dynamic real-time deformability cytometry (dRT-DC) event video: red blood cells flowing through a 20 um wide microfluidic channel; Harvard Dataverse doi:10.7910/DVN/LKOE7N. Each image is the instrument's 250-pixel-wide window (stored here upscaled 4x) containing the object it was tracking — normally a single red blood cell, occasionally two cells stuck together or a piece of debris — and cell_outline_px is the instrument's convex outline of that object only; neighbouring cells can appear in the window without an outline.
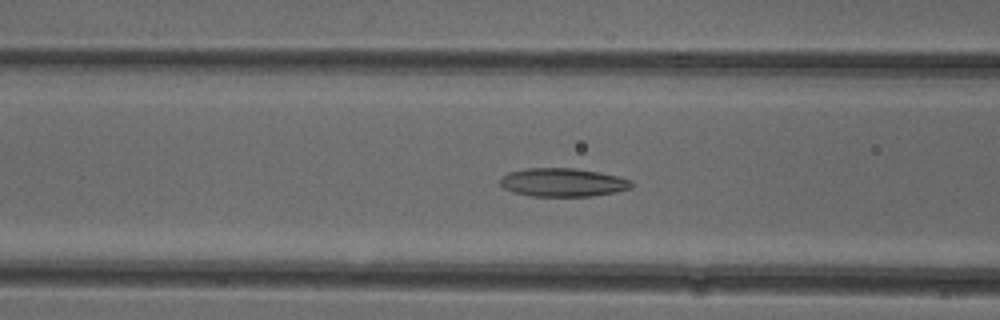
{"species": "common noctule bat (a hibernating species)", "species_latin": "Nyctalus noctula", "temperature_condition": "cold", "stored_images_in_passage": 46, "camera_frame_rate_fps": 3000, "um_per_image_px": 0.085, "animal": {"sex": "female"}, "frame": {"image": 1, "passage_image": 15, "time_ms": 4.667, "image_size_px": [1000, 320], "cell_outline_px": [[636, 184], [632, 188], [616, 192], [592, 196], [532, 196], [512, 192], [504, 188], [500, 184], [500, 180], [508, 172], [528, 168], [572, 168], [600, 172], [632, 180]], "centroid_in_image_um": [47.88, 15.51], "position_along_channel_um": 118.7, "area_um2": 21.85}}
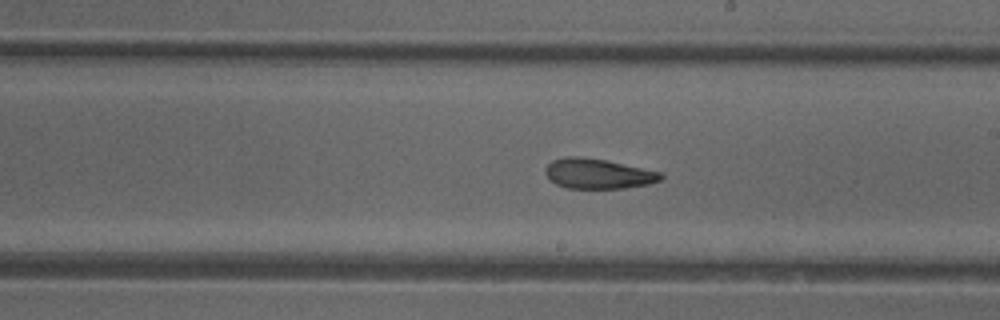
{"frame": {"image": 2, "passage_image": 24, "time_ms": 7.667, "image_size_px": [1000, 320], "cell_outline_px": [[664, 176], [660, 180], [648, 184], [624, 188], [568, 188], [556, 184], [548, 180], [544, 172], [544, 168], [552, 160], [564, 156], [580, 156], [604, 160], [660, 172]], "centroid_in_image_um": [50.76, 14.76], "position_along_channel_um": 238.2, "area_um2": 20.17}}
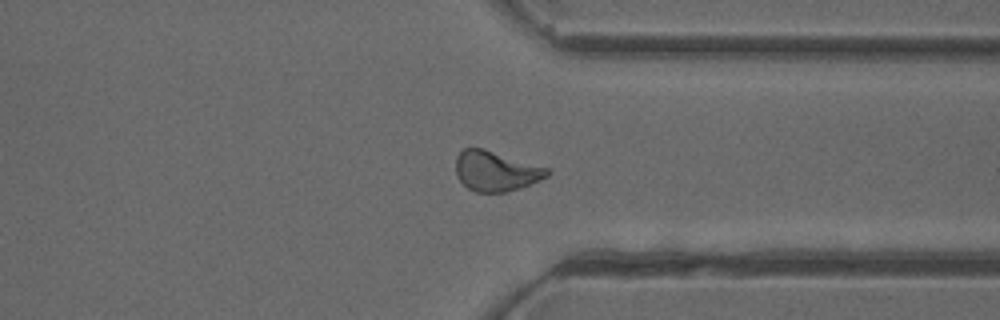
{"frame": {"image": 3, "passage_image": 34, "time_ms": 11.0, "image_size_px": [1000, 320], "cell_outline_px": [[552, 172], [548, 176], [540, 180], [520, 188], [508, 192], [476, 192], [468, 188], [456, 176], [456, 156], [464, 148], [484, 148], [548, 168]], "centroid_in_image_um": [42.15, 14.54], "position_along_channel_um": 369.2, "area_um2": 21.39}, "authors_computed_cell_mechanics": {"area_um2": 21.386, "velocity_mm_per_s": 3.9767, "shape_relaxation_time_tau1_ms": 6.1701, "shape_relaxation_time_tau2_ms": 2.6966, "deformation_change_tau1": 0.1439, "deformation_change_tau2": 0.1049}}